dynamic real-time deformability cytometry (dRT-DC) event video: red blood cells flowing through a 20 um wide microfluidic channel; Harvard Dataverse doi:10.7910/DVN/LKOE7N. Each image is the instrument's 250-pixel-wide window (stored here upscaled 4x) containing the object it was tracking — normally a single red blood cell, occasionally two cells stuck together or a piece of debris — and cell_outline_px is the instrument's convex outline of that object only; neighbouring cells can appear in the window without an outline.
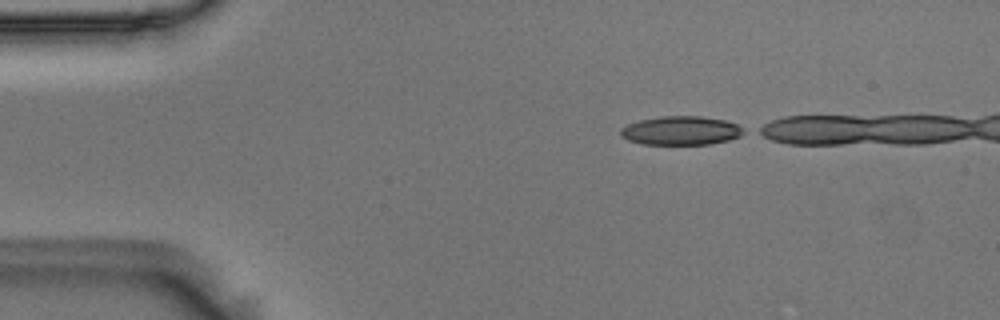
{"species": "Egyptian fruit bat (a non-hibernating species)", "species_latin": "Rousettus aegyptiacus", "temperature_condition": "room temperature", "stored_images_in_passage": 36, "camera_frame_rate_fps": 3000, "um_per_image_px": 0.085, "animal": {"sex": "male"}, "frame": {"image": 1, "passage_image": 1, "time_ms": 0.0, "image_size_px": [1000, 320], "cell_outline_px": [[748, 132], [740, 136], [728, 140], [708, 144], [644, 144], [628, 140], [620, 136], [620, 128], [628, 124], [640, 120], [660, 116], [700, 116], [724, 120], [736, 124], [744, 128]], "centroid_in_image_um": [57.89, 11.1], "position_along_channel_um": 27.1, "area_um2": 20.69}}
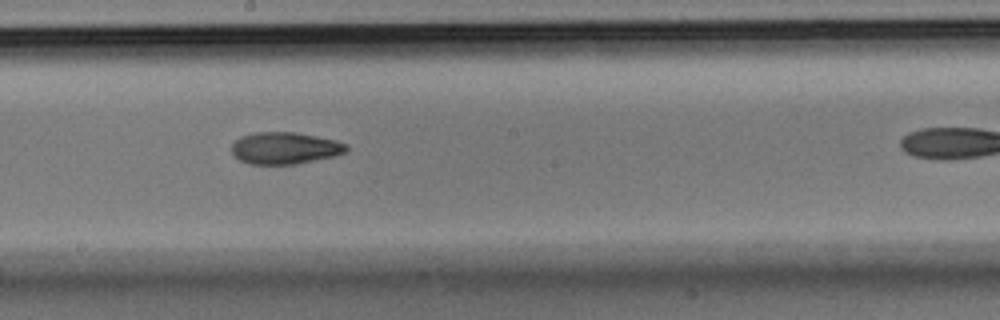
{"frame": {"image": 2, "passage_image": 22, "time_ms": 7.0, "image_size_px": [1000, 320], "cell_outline_px": [[348, 148], [344, 152], [332, 156], [296, 164], [252, 164], [240, 160], [232, 152], [232, 144], [240, 136], [256, 132], [296, 132], [336, 140], [348, 144]], "centroid_in_image_um": [24.21, 12.58], "position_along_channel_um": 224.0, "area_um2": 21.15}}
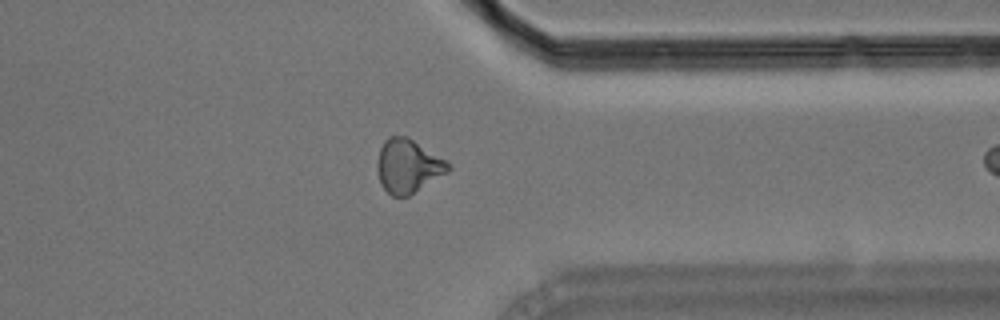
{"frame": {"image": 3, "passage_image": 35, "time_ms": 11.333, "image_size_px": [1000, 320], "cell_outline_px": [[452, 168], [448, 172], [408, 196], [392, 196], [380, 184], [376, 168], [376, 160], [380, 148], [384, 140], [388, 136], [408, 136], [448, 160], [452, 164]], "centroid_in_image_um": [34.69, 14.09], "position_along_channel_um": 376.7, "area_um2": 22.6}}